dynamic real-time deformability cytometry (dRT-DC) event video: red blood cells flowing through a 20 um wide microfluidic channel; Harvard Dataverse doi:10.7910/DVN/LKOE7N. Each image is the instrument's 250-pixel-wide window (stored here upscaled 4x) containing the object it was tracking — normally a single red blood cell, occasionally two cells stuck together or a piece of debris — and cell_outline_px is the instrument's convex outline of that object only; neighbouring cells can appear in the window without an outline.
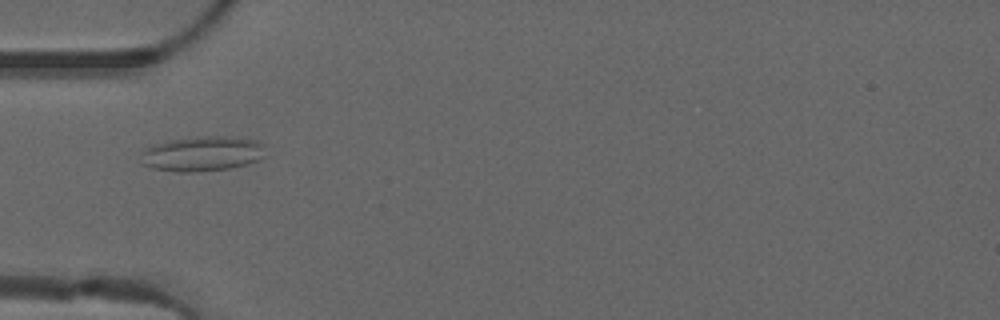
{"species": "common noctule bat (a hibernating species)", "species_latin": "Nyctalus noctula", "temperature_condition": "warm", "stored_images_in_passage": 51, "camera_frame_rate_fps": 3000, "um_per_image_px": 0.085, "animal": {"sex": "male", "forearm_length_mm": 52.5}, "frame": {"image": 1, "passage_image": 17, "time_ms": 5.333, "image_size_px": [1000, 320], "cell_outline_px": [[264, 156], [248, 164], [228, 168], [192, 172], [176, 172], [152, 168], [144, 164], [144, 148], [152, 144], [172, 140], [200, 136], [228, 136], [256, 140], [264, 144]], "centroid_in_image_um": [17.23, 13.06], "position_along_channel_um": 67.8, "area_um2": 25.14}}
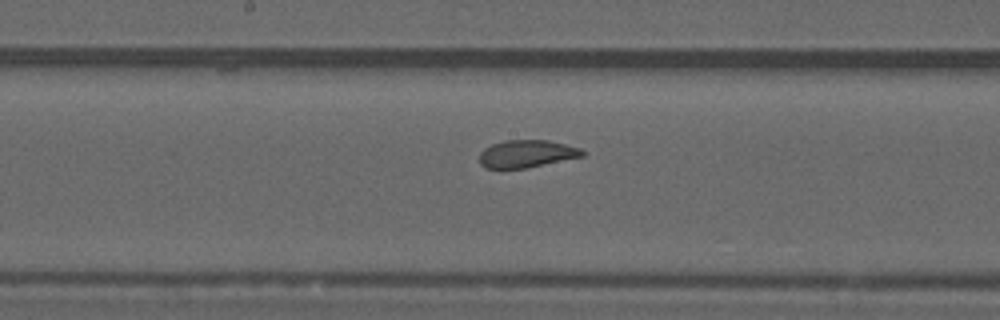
{"frame": {"image": 2, "passage_image": 27, "time_ms": 8.667, "image_size_px": [1000, 320], "cell_outline_px": [[584, 156], [524, 168], [484, 168], [480, 164], [480, 152], [484, 148], [492, 144], [504, 140], [548, 140], [580, 148], [584, 152]], "centroid_in_image_um": [44.74, 13.06], "position_along_channel_um": 203.5, "area_um2": 16.36}}
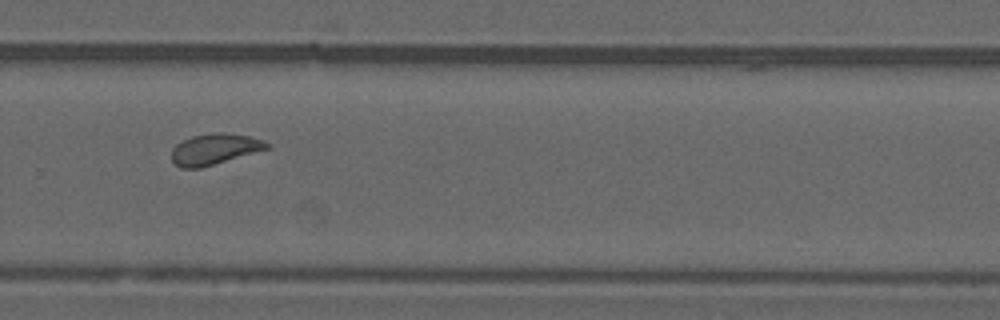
{"frame": {"image": 3, "passage_image": 35, "time_ms": 11.333, "image_size_px": [1000, 320], "cell_outline_px": [[272, 148], [200, 168], [180, 168], [172, 160], [172, 148], [176, 144], [192, 136], [216, 132], [224, 132], [248, 136], [272, 144]], "centroid_in_image_um": [18.26, 12.68], "position_along_channel_um": 311.5, "area_um2": 17.17}, "authors_computed_cell_mechanics": {"area_um2": 18.0914, "velocity_mm_per_s": 4.0755, "shape_relaxation_time_tau1_ms": null, "shape_relaxation_time_tau2_ms": 0.8919, "deformation_change_tau1": null, "deformation_change_tau2": 0.078}}